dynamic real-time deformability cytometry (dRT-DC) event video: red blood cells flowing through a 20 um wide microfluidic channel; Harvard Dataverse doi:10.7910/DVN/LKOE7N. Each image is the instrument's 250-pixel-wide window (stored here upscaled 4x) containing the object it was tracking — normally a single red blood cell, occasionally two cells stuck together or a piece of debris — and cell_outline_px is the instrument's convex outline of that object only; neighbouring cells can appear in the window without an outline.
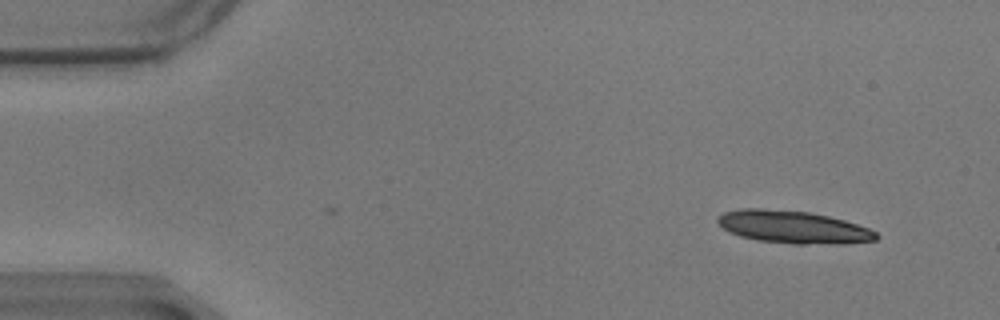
{"species": "common noctule bat (a hibernating species)", "species_latin": "Nyctalus noctula", "temperature_condition": "warm", "stored_images_in_passage": 3, "camera_frame_rate_fps": 3000, "um_per_image_px": 0.085, "animal": {"sex": "male", "body_mass_g": 17.9}, "frame": {"image": 1, "passage_image": 3, "time_ms": 0.667, "image_size_px": [1000, 320], "cell_outline_px": [[880, 236], [876, 240], [844, 244], [792, 244], [756, 240], [740, 236], [728, 232], [716, 220], [724, 212], [740, 208], [764, 208], [808, 212], [828, 216], [844, 220], [868, 228], [876, 232]], "centroid_in_image_um": [67.42, 19.31], "position_along_channel_um": 17.6, "area_um2": 30.23}}